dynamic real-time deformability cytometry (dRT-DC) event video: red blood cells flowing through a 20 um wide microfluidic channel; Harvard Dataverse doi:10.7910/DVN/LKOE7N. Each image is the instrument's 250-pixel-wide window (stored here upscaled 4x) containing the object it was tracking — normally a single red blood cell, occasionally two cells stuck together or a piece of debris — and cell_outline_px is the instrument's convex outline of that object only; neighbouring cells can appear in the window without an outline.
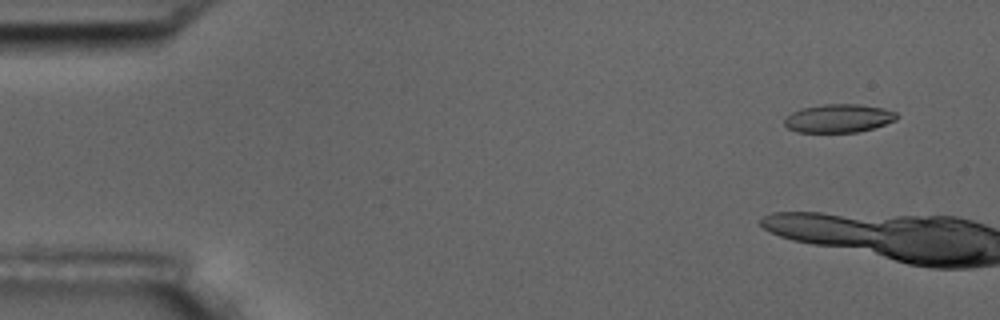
{"species": "common noctule bat (a hibernating species)", "species_latin": "Nyctalus noctula", "temperature_condition": "room temperature", "stored_images_in_passage": 7, "camera_frame_rate_fps": 3000, "um_per_image_px": 0.085, "animal": {"sex": "male", "body_mass_g": 17.5, "forearm_length_mm": 52.3}, "frame": {"image": 1, "passage_image": 4, "time_ms": 1.0, "image_size_px": [1000, 320], "cell_outline_px": [[900, 116], [896, 120], [872, 128], [856, 132], [796, 132], [788, 128], [784, 124], [784, 116], [800, 108], [824, 104], [860, 104], [884, 108], [896, 112]], "centroid_in_image_um": [71.26, 10.05], "position_along_channel_um": 13.7, "area_um2": 18.73}}